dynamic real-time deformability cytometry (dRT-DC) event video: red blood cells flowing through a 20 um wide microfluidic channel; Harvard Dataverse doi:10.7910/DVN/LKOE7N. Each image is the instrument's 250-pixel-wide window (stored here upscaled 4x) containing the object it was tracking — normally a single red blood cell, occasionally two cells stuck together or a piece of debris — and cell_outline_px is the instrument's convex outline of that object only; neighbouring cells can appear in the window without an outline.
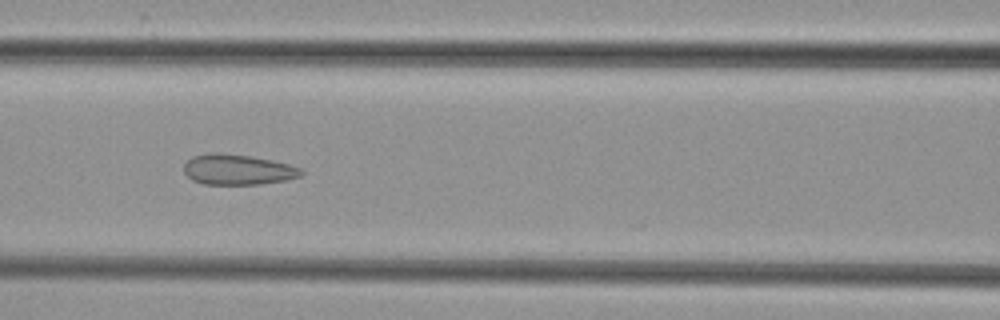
{"species": "common noctule bat (a hibernating species)", "species_latin": "Nyctalus noctula", "temperature_condition": "cold", "stored_images_in_passage": 8, "camera_frame_rate_fps": 3000, "um_per_image_px": 0.085, "animal": {"sex": "female", "body_mass_g": 29.2, "forearm_length_mm": 56.3}, "frame": {"image": 1, "passage_image": 5, "time_ms": 5.0, "image_size_px": [1000, 320], "cell_outline_px": [[304, 172], [300, 176], [284, 180], [260, 184], [204, 184], [192, 180], [184, 172], [184, 164], [192, 156], [212, 152], [216, 152], [248, 156], [272, 160], [288, 164], [300, 168]], "centroid_in_image_um": [20.18, 14.41], "position_along_channel_um": 146.4, "area_um2": 20.63}}
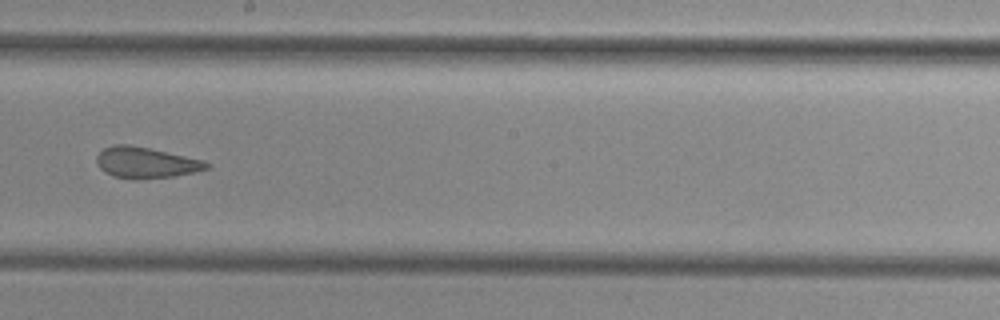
{"frame": {"image": 2, "passage_image": 7, "time_ms": 7.333, "image_size_px": [1000, 320], "cell_outline_px": [[208, 168], [192, 172], [172, 176], [136, 180], [132, 180], [112, 176], [104, 172], [96, 164], [96, 156], [104, 148], [112, 144], [128, 144], [148, 148], [184, 156], [200, 160], [208, 164]], "centroid_in_image_um": [12.28, 13.83], "position_along_channel_um": 235.9, "area_um2": 19.65}}
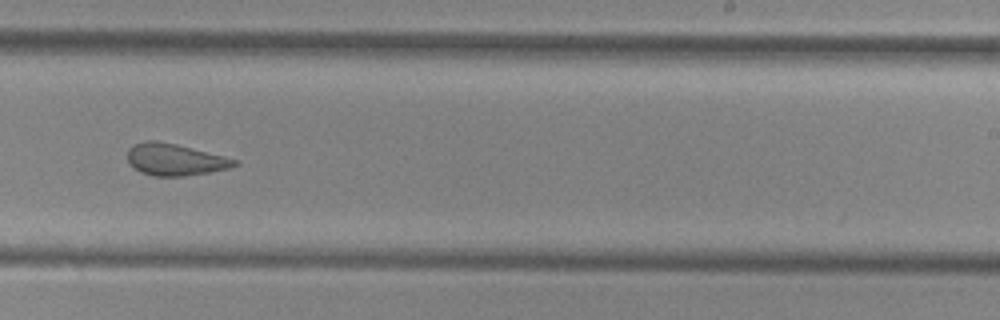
{"frame": {"image": 3, "passage_image": 8, "time_ms": 8.333, "image_size_px": [1000, 320], "cell_outline_px": [[240, 164], [228, 168], [208, 172], [184, 176], [152, 176], [140, 172], [132, 168], [128, 164], [128, 148], [132, 144], [144, 140], [156, 140], [176, 144], [240, 160]], "centroid_in_image_um": [14.83, 13.56], "position_along_channel_um": 274.2, "area_um2": 20.06}}